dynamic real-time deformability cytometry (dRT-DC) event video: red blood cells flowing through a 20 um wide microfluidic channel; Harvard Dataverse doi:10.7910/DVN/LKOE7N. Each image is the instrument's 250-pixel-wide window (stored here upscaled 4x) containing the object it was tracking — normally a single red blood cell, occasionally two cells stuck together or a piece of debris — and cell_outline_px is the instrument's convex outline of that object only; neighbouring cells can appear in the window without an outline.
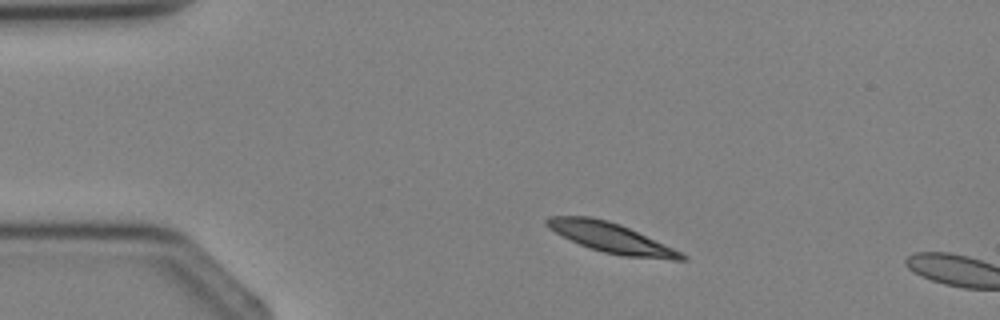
{"species": "Egyptian fruit bat (a non-hibernating species)", "species_latin": "Rousettus aegyptiacus", "temperature_condition": "cold", "stored_images_in_passage": 2, "camera_frame_rate_fps": 3000, "um_per_image_px": 0.085, "animal": {"sex": "female"}, "frame": {"image": 1, "passage_image": 1, "time_ms": 0.0, "image_size_px": [1000, 320], "cell_outline_px": [[688, 260], [672, 260], [624, 256], [604, 252], [580, 244], [548, 228], [544, 224], [544, 220], [548, 216], [592, 216], [608, 220], [620, 224], [672, 248], [688, 256]], "centroid_in_image_um": [51.93, 20.2], "position_along_channel_um": 33.1, "area_um2": 23.12}}